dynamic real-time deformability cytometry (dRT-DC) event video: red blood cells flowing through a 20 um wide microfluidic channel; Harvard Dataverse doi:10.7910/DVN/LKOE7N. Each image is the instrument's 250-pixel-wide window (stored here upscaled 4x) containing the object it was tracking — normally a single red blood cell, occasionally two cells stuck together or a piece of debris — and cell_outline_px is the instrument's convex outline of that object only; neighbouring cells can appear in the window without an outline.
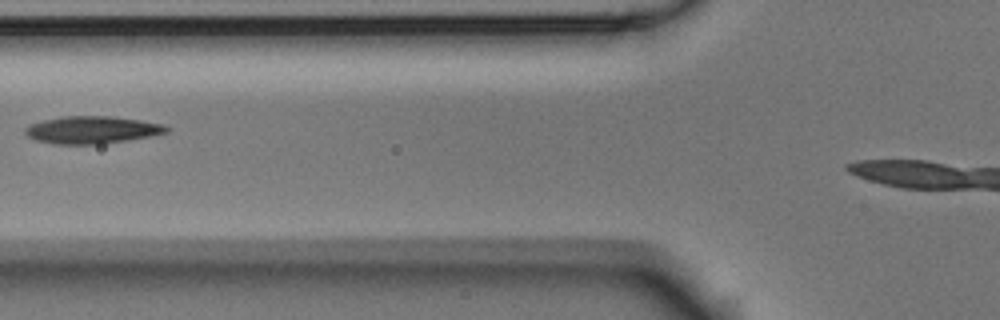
{"species": "Egyptian fruit bat (a non-hibernating species)", "species_latin": "Rousettus aegyptiacus", "temperature_condition": "room temperature", "stored_images_in_passage": 4, "camera_frame_rate_fps": 3000, "um_per_image_px": 0.085, "animal": {"sex": "male"}, "frame": {"image": 1, "passage_image": 4, "time_ms": 1.0, "image_size_px": [1000, 320], "cell_outline_px": [[168, 132], [128, 140], [100, 144], [52, 144], [36, 140], [28, 136], [24, 132], [24, 128], [28, 124], [60, 116], [112, 116], [140, 120], [164, 124], [168, 128]], "centroid_in_image_um": [7.77, 11.03], "position_along_channel_um": 118.0, "area_um2": 22.6}}